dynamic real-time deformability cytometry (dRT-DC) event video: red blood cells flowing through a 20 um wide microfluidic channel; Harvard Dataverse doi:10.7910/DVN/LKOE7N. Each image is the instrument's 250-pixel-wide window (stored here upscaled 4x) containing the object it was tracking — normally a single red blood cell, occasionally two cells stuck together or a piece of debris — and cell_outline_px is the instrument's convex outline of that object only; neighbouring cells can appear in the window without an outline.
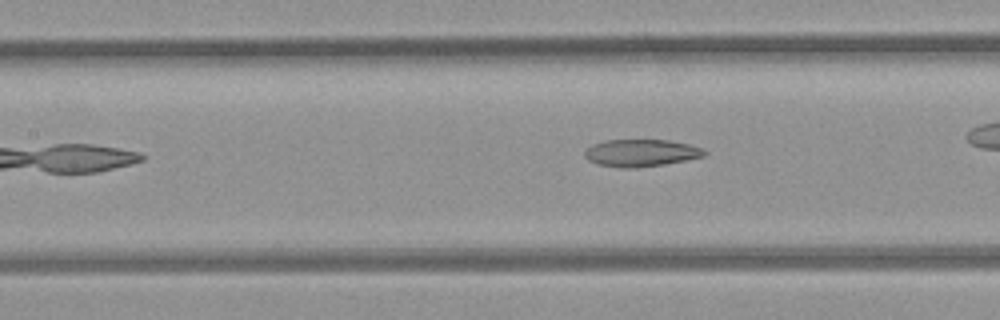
{"species": "common noctule bat (a hibernating species)", "species_latin": "Nyctalus noctula", "temperature_condition": "room temperature", "stored_images_in_passage": 6, "camera_frame_rate_fps": 3000, "um_per_image_px": 0.085, "animal": {"sex": "female", "body_mass_g": 21.9}, "frame": {"image": 1, "passage_image": 5, "time_ms": 5.333, "image_size_px": [1000, 320], "cell_outline_px": [[708, 152], [704, 156], [664, 164], [636, 168], [620, 168], [596, 164], [588, 160], [584, 156], [584, 152], [592, 144], [604, 140], [668, 140], [688, 144], [700, 148]], "centroid_in_image_um": [54.43, 13.0], "position_along_channel_um": 153.0, "area_um2": 18.96}}